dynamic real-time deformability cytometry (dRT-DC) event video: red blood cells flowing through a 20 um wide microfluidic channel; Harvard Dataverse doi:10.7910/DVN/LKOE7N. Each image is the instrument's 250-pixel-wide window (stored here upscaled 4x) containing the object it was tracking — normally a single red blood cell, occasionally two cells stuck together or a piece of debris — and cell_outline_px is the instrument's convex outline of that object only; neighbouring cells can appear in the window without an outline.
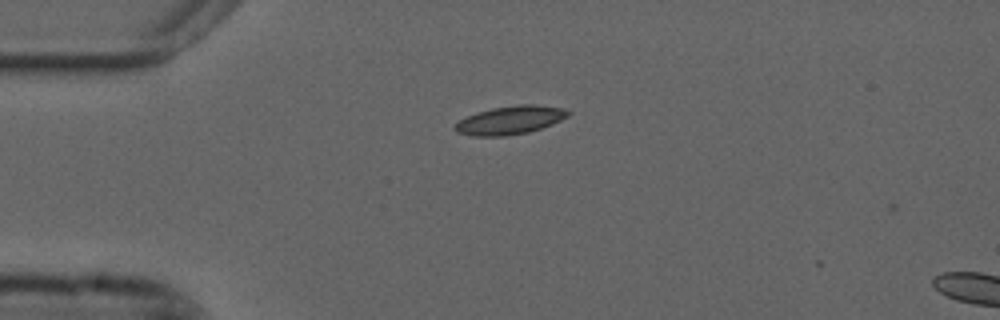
{"species": "common noctule bat (a hibernating species)", "species_latin": "Nyctalus noctula", "temperature_condition": "cold", "stored_images_in_passage": 43, "camera_frame_rate_fps": 3000, "um_per_image_px": 0.085, "animal": {"sex": "male", "forearm_length_mm": 52.5}, "frame": {"image": 1, "passage_image": 1, "time_ms": 0.0, "image_size_px": [1000, 320], "cell_outline_px": [[572, 112], [568, 116], [552, 124], [528, 132], [504, 136], [472, 136], [456, 132], [452, 128], [460, 120], [476, 112], [492, 108], [520, 104], [532, 104], [564, 108]], "centroid_in_image_um": [43.35, 10.21], "position_along_channel_um": 41.6, "area_um2": 18.67}}
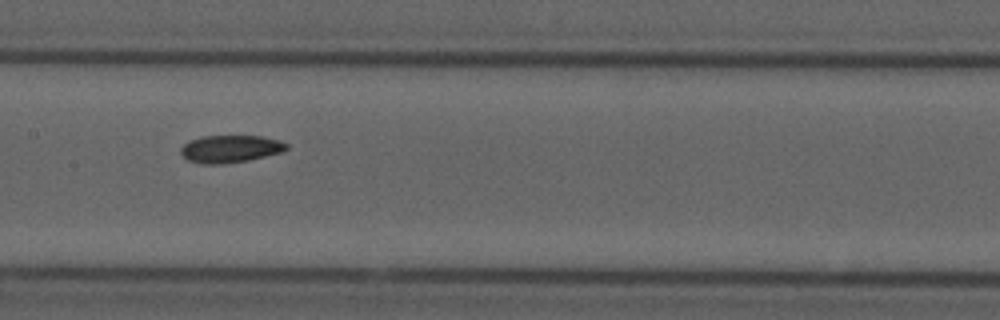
{"frame": {"image": 2, "passage_image": 15, "time_ms": 4.667, "image_size_px": [1000, 320], "cell_outline_px": [[288, 148], [280, 152], [248, 160], [224, 164], [200, 164], [188, 160], [180, 152], [180, 148], [188, 140], [204, 136], [264, 136], [280, 140], [288, 144]], "centroid_in_image_um": [19.56, 12.65], "position_along_channel_um": 187.8, "area_um2": 16.94}}
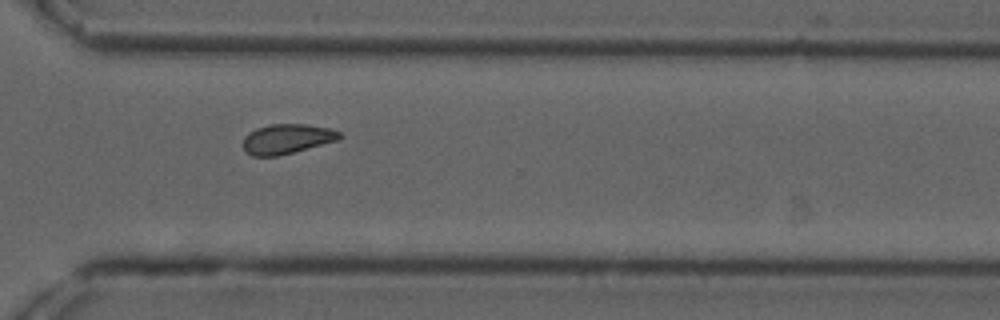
{"frame": {"image": 3, "passage_image": 28, "time_ms": 9.0, "image_size_px": [1000, 320], "cell_outline_px": [[344, 136], [340, 140], [276, 156], [252, 156], [244, 152], [244, 136], [248, 132], [256, 128], [272, 124], [308, 124], [328, 128], [340, 132]], "centroid_in_image_um": [24.4, 11.8], "position_along_channel_um": 346.2, "area_um2": 16.82}, "authors_computed_cell_mechanics": {"area_um2": 16.9354, "velocity_mm_per_s": 3.6654, "shape_relaxation_time_tau1_ms": null, "shape_relaxation_time_tau2_ms": 9.8256, "deformation_change_tau1": null, "deformation_change_tau2": 0.154}}